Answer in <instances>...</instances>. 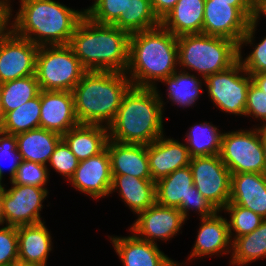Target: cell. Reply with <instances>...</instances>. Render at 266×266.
<instances>
[{
    "instance_id": "cell-1",
    "label": "cell",
    "mask_w": 266,
    "mask_h": 266,
    "mask_svg": "<svg viewBox=\"0 0 266 266\" xmlns=\"http://www.w3.org/2000/svg\"><path fill=\"white\" fill-rule=\"evenodd\" d=\"M8 2L9 28L38 46L69 44L85 16V9L78 11L54 0H19V10L13 17L12 1Z\"/></svg>"
},
{
    "instance_id": "cell-2",
    "label": "cell",
    "mask_w": 266,
    "mask_h": 266,
    "mask_svg": "<svg viewBox=\"0 0 266 266\" xmlns=\"http://www.w3.org/2000/svg\"><path fill=\"white\" fill-rule=\"evenodd\" d=\"M178 68L177 37L159 25L130 34L126 75L132 86L157 87Z\"/></svg>"
},
{
    "instance_id": "cell-3",
    "label": "cell",
    "mask_w": 266,
    "mask_h": 266,
    "mask_svg": "<svg viewBox=\"0 0 266 266\" xmlns=\"http://www.w3.org/2000/svg\"><path fill=\"white\" fill-rule=\"evenodd\" d=\"M130 34L114 25L98 24L84 16L69 46L87 71L126 72Z\"/></svg>"
},
{
    "instance_id": "cell-4",
    "label": "cell",
    "mask_w": 266,
    "mask_h": 266,
    "mask_svg": "<svg viewBox=\"0 0 266 266\" xmlns=\"http://www.w3.org/2000/svg\"><path fill=\"white\" fill-rule=\"evenodd\" d=\"M164 109L155 88L131 86L122 99L109 139L124 144L148 145L162 135Z\"/></svg>"
},
{
    "instance_id": "cell-5",
    "label": "cell",
    "mask_w": 266,
    "mask_h": 266,
    "mask_svg": "<svg viewBox=\"0 0 266 266\" xmlns=\"http://www.w3.org/2000/svg\"><path fill=\"white\" fill-rule=\"evenodd\" d=\"M131 86L126 72L86 71L72 90L78 122L108 127Z\"/></svg>"
},
{
    "instance_id": "cell-6",
    "label": "cell",
    "mask_w": 266,
    "mask_h": 266,
    "mask_svg": "<svg viewBox=\"0 0 266 266\" xmlns=\"http://www.w3.org/2000/svg\"><path fill=\"white\" fill-rule=\"evenodd\" d=\"M179 70L195 71L201 79L230 68L239 60V45L204 33L177 37Z\"/></svg>"
},
{
    "instance_id": "cell-7",
    "label": "cell",
    "mask_w": 266,
    "mask_h": 266,
    "mask_svg": "<svg viewBox=\"0 0 266 266\" xmlns=\"http://www.w3.org/2000/svg\"><path fill=\"white\" fill-rule=\"evenodd\" d=\"M86 71L68 44L39 46L35 75L41 90L72 92Z\"/></svg>"
},
{
    "instance_id": "cell-8",
    "label": "cell",
    "mask_w": 266,
    "mask_h": 266,
    "mask_svg": "<svg viewBox=\"0 0 266 266\" xmlns=\"http://www.w3.org/2000/svg\"><path fill=\"white\" fill-rule=\"evenodd\" d=\"M220 157L231 174L266 173L261 127L224 132Z\"/></svg>"
},
{
    "instance_id": "cell-9",
    "label": "cell",
    "mask_w": 266,
    "mask_h": 266,
    "mask_svg": "<svg viewBox=\"0 0 266 266\" xmlns=\"http://www.w3.org/2000/svg\"><path fill=\"white\" fill-rule=\"evenodd\" d=\"M204 82L209 99L220 111L244 116L252 77L239 60L230 68L211 74Z\"/></svg>"
},
{
    "instance_id": "cell-10",
    "label": "cell",
    "mask_w": 266,
    "mask_h": 266,
    "mask_svg": "<svg viewBox=\"0 0 266 266\" xmlns=\"http://www.w3.org/2000/svg\"><path fill=\"white\" fill-rule=\"evenodd\" d=\"M189 167L194 186L222 211L230 200L231 173L220 155L192 157Z\"/></svg>"
},
{
    "instance_id": "cell-11",
    "label": "cell",
    "mask_w": 266,
    "mask_h": 266,
    "mask_svg": "<svg viewBox=\"0 0 266 266\" xmlns=\"http://www.w3.org/2000/svg\"><path fill=\"white\" fill-rule=\"evenodd\" d=\"M3 189V208L6 225L19 227L43 222L41 211L48 197V188L13 184Z\"/></svg>"
},
{
    "instance_id": "cell-12",
    "label": "cell",
    "mask_w": 266,
    "mask_h": 266,
    "mask_svg": "<svg viewBox=\"0 0 266 266\" xmlns=\"http://www.w3.org/2000/svg\"><path fill=\"white\" fill-rule=\"evenodd\" d=\"M38 48L8 28L0 36V82L34 75Z\"/></svg>"
},
{
    "instance_id": "cell-13",
    "label": "cell",
    "mask_w": 266,
    "mask_h": 266,
    "mask_svg": "<svg viewBox=\"0 0 266 266\" xmlns=\"http://www.w3.org/2000/svg\"><path fill=\"white\" fill-rule=\"evenodd\" d=\"M185 218L178 208L158 203L137 214L130 231L139 239L157 244L168 241L180 233Z\"/></svg>"
},
{
    "instance_id": "cell-14",
    "label": "cell",
    "mask_w": 266,
    "mask_h": 266,
    "mask_svg": "<svg viewBox=\"0 0 266 266\" xmlns=\"http://www.w3.org/2000/svg\"><path fill=\"white\" fill-rule=\"evenodd\" d=\"M68 182L73 188L93 199L99 200L109 196L112 172L107 148L98 155L79 161L74 175Z\"/></svg>"
},
{
    "instance_id": "cell-15",
    "label": "cell",
    "mask_w": 266,
    "mask_h": 266,
    "mask_svg": "<svg viewBox=\"0 0 266 266\" xmlns=\"http://www.w3.org/2000/svg\"><path fill=\"white\" fill-rule=\"evenodd\" d=\"M249 23L250 20L237 7L205 0L202 33L224 37L239 45Z\"/></svg>"
},
{
    "instance_id": "cell-16",
    "label": "cell",
    "mask_w": 266,
    "mask_h": 266,
    "mask_svg": "<svg viewBox=\"0 0 266 266\" xmlns=\"http://www.w3.org/2000/svg\"><path fill=\"white\" fill-rule=\"evenodd\" d=\"M222 211L206 218H200V226L192 251L187 258H203L206 256H222L232 251V240L229 234L227 218L222 216ZM197 257V258H196Z\"/></svg>"
},
{
    "instance_id": "cell-17",
    "label": "cell",
    "mask_w": 266,
    "mask_h": 266,
    "mask_svg": "<svg viewBox=\"0 0 266 266\" xmlns=\"http://www.w3.org/2000/svg\"><path fill=\"white\" fill-rule=\"evenodd\" d=\"M78 124L72 92L41 90V128L63 135Z\"/></svg>"
},
{
    "instance_id": "cell-18",
    "label": "cell",
    "mask_w": 266,
    "mask_h": 266,
    "mask_svg": "<svg viewBox=\"0 0 266 266\" xmlns=\"http://www.w3.org/2000/svg\"><path fill=\"white\" fill-rule=\"evenodd\" d=\"M110 243L123 266H182L164 254L158 244L129 236H109Z\"/></svg>"
},
{
    "instance_id": "cell-19",
    "label": "cell",
    "mask_w": 266,
    "mask_h": 266,
    "mask_svg": "<svg viewBox=\"0 0 266 266\" xmlns=\"http://www.w3.org/2000/svg\"><path fill=\"white\" fill-rule=\"evenodd\" d=\"M147 155L154 182L189 166L191 159L185 143L164 135L147 145Z\"/></svg>"
},
{
    "instance_id": "cell-20",
    "label": "cell",
    "mask_w": 266,
    "mask_h": 266,
    "mask_svg": "<svg viewBox=\"0 0 266 266\" xmlns=\"http://www.w3.org/2000/svg\"><path fill=\"white\" fill-rule=\"evenodd\" d=\"M229 202L266 219V173L231 174Z\"/></svg>"
},
{
    "instance_id": "cell-21",
    "label": "cell",
    "mask_w": 266,
    "mask_h": 266,
    "mask_svg": "<svg viewBox=\"0 0 266 266\" xmlns=\"http://www.w3.org/2000/svg\"><path fill=\"white\" fill-rule=\"evenodd\" d=\"M106 148L110 155L112 175L126 174L141 179H152L147 145L124 144L108 139Z\"/></svg>"
},
{
    "instance_id": "cell-22",
    "label": "cell",
    "mask_w": 266,
    "mask_h": 266,
    "mask_svg": "<svg viewBox=\"0 0 266 266\" xmlns=\"http://www.w3.org/2000/svg\"><path fill=\"white\" fill-rule=\"evenodd\" d=\"M17 236L18 263L47 266L53 243L45 221L17 227Z\"/></svg>"
},
{
    "instance_id": "cell-23",
    "label": "cell",
    "mask_w": 266,
    "mask_h": 266,
    "mask_svg": "<svg viewBox=\"0 0 266 266\" xmlns=\"http://www.w3.org/2000/svg\"><path fill=\"white\" fill-rule=\"evenodd\" d=\"M117 192L125 205L137 215L156 203V182L131 175H112L110 194Z\"/></svg>"
},
{
    "instance_id": "cell-24",
    "label": "cell",
    "mask_w": 266,
    "mask_h": 266,
    "mask_svg": "<svg viewBox=\"0 0 266 266\" xmlns=\"http://www.w3.org/2000/svg\"><path fill=\"white\" fill-rule=\"evenodd\" d=\"M193 185L190 167L177 169L156 182V203L178 208L187 221L188 195Z\"/></svg>"
},
{
    "instance_id": "cell-25",
    "label": "cell",
    "mask_w": 266,
    "mask_h": 266,
    "mask_svg": "<svg viewBox=\"0 0 266 266\" xmlns=\"http://www.w3.org/2000/svg\"><path fill=\"white\" fill-rule=\"evenodd\" d=\"M62 139L79 161L98 155L106 148L109 139L108 127L97 124L79 123Z\"/></svg>"
},
{
    "instance_id": "cell-26",
    "label": "cell",
    "mask_w": 266,
    "mask_h": 266,
    "mask_svg": "<svg viewBox=\"0 0 266 266\" xmlns=\"http://www.w3.org/2000/svg\"><path fill=\"white\" fill-rule=\"evenodd\" d=\"M205 0H178L160 25L176 37L202 33Z\"/></svg>"
},
{
    "instance_id": "cell-27",
    "label": "cell",
    "mask_w": 266,
    "mask_h": 266,
    "mask_svg": "<svg viewBox=\"0 0 266 266\" xmlns=\"http://www.w3.org/2000/svg\"><path fill=\"white\" fill-rule=\"evenodd\" d=\"M17 151L21 160L36 162L48 166L51 155L62 135L41 127L19 133Z\"/></svg>"
},
{
    "instance_id": "cell-28",
    "label": "cell",
    "mask_w": 266,
    "mask_h": 266,
    "mask_svg": "<svg viewBox=\"0 0 266 266\" xmlns=\"http://www.w3.org/2000/svg\"><path fill=\"white\" fill-rule=\"evenodd\" d=\"M161 83L167 85L166 95L167 100L169 99L164 102V97H162L159 89L155 87L163 108L167 102L171 101L172 104L184 109L187 107L192 108L197 103L196 101L201 97V93L204 92L202 87L205 82L204 79L201 80L199 76H195L193 73L179 71L178 69L171 76L163 79Z\"/></svg>"
},
{
    "instance_id": "cell-29",
    "label": "cell",
    "mask_w": 266,
    "mask_h": 266,
    "mask_svg": "<svg viewBox=\"0 0 266 266\" xmlns=\"http://www.w3.org/2000/svg\"><path fill=\"white\" fill-rule=\"evenodd\" d=\"M185 144L190 157L220 155L223 132L212 122H200L189 127Z\"/></svg>"
},
{
    "instance_id": "cell-30",
    "label": "cell",
    "mask_w": 266,
    "mask_h": 266,
    "mask_svg": "<svg viewBox=\"0 0 266 266\" xmlns=\"http://www.w3.org/2000/svg\"><path fill=\"white\" fill-rule=\"evenodd\" d=\"M232 266L248 264L266 258V219L253 232L235 238L232 241Z\"/></svg>"
},
{
    "instance_id": "cell-31",
    "label": "cell",
    "mask_w": 266,
    "mask_h": 266,
    "mask_svg": "<svg viewBox=\"0 0 266 266\" xmlns=\"http://www.w3.org/2000/svg\"><path fill=\"white\" fill-rule=\"evenodd\" d=\"M41 91L40 94L28 100L16 109L4 115L0 131L17 135L40 127Z\"/></svg>"
},
{
    "instance_id": "cell-32",
    "label": "cell",
    "mask_w": 266,
    "mask_h": 266,
    "mask_svg": "<svg viewBox=\"0 0 266 266\" xmlns=\"http://www.w3.org/2000/svg\"><path fill=\"white\" fill-rule=\"evenodd\" d=\"M112 25L132 34L156 28L160 21L153 13L150 0H129L128 10Z\"/></svg>"
},
{
    "instance_id": "cell-33",
    "label": "cell",
    "mask_w": 266,
    "mask_h": 266,
    "mask_svg": "<svg viewBox=\"0 0 266 266\" xmlns=\"http://www.w3.org/2000/svg\"><path fill=\"white\" fill-rule=\"evenodd\" d=\"M40 91L35 74L2 83L1 102L4 114L38 96Z\"/></svg>"
},
{
    "instance_id": "cell-34",
    "label": "cell",
    "mask_w": 266,
    "mask_h": 266,
    "mask_svg": "<svg viewBox=\"0 0 266 266\" xmlns=\"http://www.w3.org/2000/svg\"><path fill=\"white\" fill-rule=\"evenodd\" d=\"M259 21L252 19L249 23L246 33L243 35L239 43V61L241 62L245 71L252 75L266 72V36L261 38L259 43L255 45V32ZM252 46L253 50L243 58L242 48L245 46ZM250 44V45H249ZM254 45V46H253Z\"/></svg>"
},
{
    "instance_id": "cell-35",
    "label": "cell",
    "mask_w": 266,
    "mask_h": 266,
    "mask_svg": "<svg viewBox=\"0 0 266 266\" xmlns=\"http://www.w3.org/2000/svg\"><path fill=\"white\" fill-rule=\"evenodd\" d=\"M225 215L229 214L228 225L230 238L233 241L242 235L253 232L260 226L264 218L248 208L229 202L224 209Z\"/></svg>"
},
{
    "instance_id": "cell-36",
    "label": "cell",
    "mask_w": 266,
    "mask_h": 266,
    "mask_svg": "<svg viewBox=\"0 0 266 266\" xmlns=\"http://www.w3.org/2000/svg\"><path fill=\"white\" fill-rule=\"evenodd\" d=\"M129 0H94L91 6L85 9V16L98 24L112 25L128 10Z\"/></svg>"
},
{
    "instance_id": "cell-37",
    "label": "cell",
    "mask_w": 266,
    "mask_h": 266,
    "mask_svg": "<svg viewBox=\"0 0 266 266\" xmlns=\"http://www.w3.org/2000/svg\"><path fill=\"white\" fill-rule=\"evenodd\" d=\"M49 176L50 168L48 169V166L36 162L21 160L11 182L13 184L47 188L45 186H47L50 178Z\"/></svg>"
},
{
    "instance_id": "cell-38",
    "label": "cell",
    "mask_w": 266,
    "mask_h": 266,
    "mask_svg": "<svg viewBox=\"0 0 266 266\" xmlns=\"http://www.w3.org/2000/svg\"><path fill=\"white\" fill-rule=\"evenodd\" d=\"M79 160L72 153L68 145L63 139H61L56 145L54 152L51 155L49 166L58 172L59 175L66 178L65 181L74 175L76 168L78 167Z\"/></svg>"
},
{
    "instance_id": "cell-39",
    "label": "cell",
    "mask_w": 266,
    "mask_h": 266,
    "mask_svg": "<svg viewBox=\"0 0 266 266\" xmlns=\"http://www.w3.org/2000/svg\"><path fill=\"white\" fill-rule=\"evenodd\" d=\"M18 263L17 227H0V266H16Z\"/></svg>"
},
{
    "instance_id": "cell-40",
    "label": "cell",
    "mask_w": 266,
    "mask_h": 266,
    "mask_svg": "<svg viewBox=\"0 0 266 266\" xmlns=\"http://www.w3.org/2000/svg\"><path fill=\"white\" fill-rule=\"evenodd\" d=\"M8 161H7V160ZM7 162H6V161ZM21 158L17 151V139L15 135H10L0 131V175L4 177V163H9V180L15 176ZM8 164V165H9Z\"/></svg>"
},
{
    "instance_id": "cell-41",
    "label": "cell",
    "mask_w": 266,
    "mask_h": 266,
    "mask_svg": "<svg viewBox=\"0 0 266 266\" xmlns=\"http://www.w3.org/2000/svg\"><path fill=\"white\" fill-rule=\"evenodd\" d=\"M244 116L260 120L263 124L261 123L262 126L259 127H266V92L262 91L253 82H251L247 91Z\"/></svg>"
},
{
    "instance_id": "cell-42",
    "label": "cell",
    "mask_w": 266,
    "mask_h": 266,
    "mask_svg": "<svg viewBox=\"0 0 266 266\" xmlns=\"http://www.w3.org/2000/svg\"><path fill=\"white\" fill-rule=\"evenodd\" d=\"M189 211L196 212L200 218H206L215 215L219 210L193 185L188 195V216H190Z\"/></svg>"
},
{
    "instance_id": "cell-43",
    "label": "cell",
    "mask_w": 266,
    "mask_h": 266,
    "mask_svg": "<svg viewBox=\"0 0 266 266\" xmlns=\"http://www.w3.org/2000/svg\"><path fill=\"white\" fill-rule=\"evenodd\" d=\"M237 7L250 21L254 18L255 0H214Z\"/></svg>"
},
{
    "instance_id": "cell-44",
    "label": "cell",
    "mask_w": 266,
    "mask_h": 266,
    "mask_svg": "<svg viewBox=\"0 0 266 266\" xmlns=\"http://www.w3.org/2000/svg\"><path fill=\"white\" fill-rule=\"evenodd\" d=\"M153 13L160 21L176 5L178 0H150Z\"/></svg>"
},
{
    "instance_id": "cell-45",
    "label": "cell",
    "mask_w": 266,
    "mask_h": 266,
    "mask_svg": "<svg viewBox=\"0 0 266 266\" xmlns=\"http://www.w3.org/2000/svg\"><path fill=\"white\" fill-rule=\"evenodd\" d=\"M9 2L0 0V36L9 28Z\"/></svg>"
},
{
    "instance_id": "cell-46",
    "label": "cell",
    "mask_w": 266,
    "mask_h": 266,
    "mask_svg": "<svg viewBox=\"0 0 266 266\" xmlns=\"http://www.w3.org/2000/svg\"><path fill=\"white\" fill-rule=\"evenodd\" d=\"M266 17V0H255L254 20H261L260 17Z\"/></svg>"
},
{
    "instance_id": "cell-47",
    "label": "cell",
    "mask_w": 266,
    "mask_h": 266,
    "mask_svg": "<svg viewBox=\"0 0 266 266\" xmlns=\"http://www.w3.org/2000/svg\"><path fill=\"white\" fill-rule=\"evenodd\" d=\"M252 82L262 91L266 92V72L252 74Z\"/></svg>"
},
{
    "instance_id": "cell-48",
    "label": "cell",
    "mask_w": 266,
    "mask_h": 266,
    "mask_svg": "<svg viewBox=\"0 0 266 266\" xmlns=\"http://www.w3.org/2000/svg\"><path fill=\"white\" fill-rule=\"evenodd\" d=\"M6 225L4 208H3V189H0V226Z\"/></svg>"
},
{
    "instance_id": "cell-49",
    "label": "cell",
    "mask_w": 266,
    "mask_h": 266,
    "mask_svg": "<svg viewBox=\"0 0 266 266\" xmlns=\"http://www.w3.org/2000/svg\"><path fill=\"white\" fill-rule=\"evenodd\" d=\"M261 129H262V150L266 162V127H261Z\"/></svg>"
},
{
    "instance_id": "cell-50",
    "label": "cell",
    "mask_w": 266,
    "mask_h": 266,
    "mask_svg": "<svg viewBox=\"0 0 266 266\" xmlns=\"http://www.w3.org/2000/svg\"><path fill=\"white\" fill-rule=\"evenodd\" d=\"M1 96H2V83L0 82V126L3 122L4 115H5L3 108H2Z\"/></svg>"
},
{
    "instance_id": "cell-51",
    "label": "cell",
    "mask_w": 266,
    "mask_h": 266,
    "mask_svg": "<svg viewBox=\"0 0 266 266\" xmlns=\"http://www.w3.org/2000/svg\"><path fill=\"white\" fill-rule=\"evenodd\" d=\"M16 266H43V265H38V264H24V263H17Z\"/></svg>"
},
{
    "instance_id": "cell-52",
    "label": "cell",
    "mask_w": 266,
    "mask_h": 266,
    "mask_svg": "<svg viewBox=\"0 0 266 266\" xmlns=\"http://www.w3.org/2000/svg\"><path fill=\"white\" fill-rule=\"evenodd\" d=\"M3 177L0 175V189H4V187L6 186L5 184L3 185Z\"/></svg>"
}]
</instances>
